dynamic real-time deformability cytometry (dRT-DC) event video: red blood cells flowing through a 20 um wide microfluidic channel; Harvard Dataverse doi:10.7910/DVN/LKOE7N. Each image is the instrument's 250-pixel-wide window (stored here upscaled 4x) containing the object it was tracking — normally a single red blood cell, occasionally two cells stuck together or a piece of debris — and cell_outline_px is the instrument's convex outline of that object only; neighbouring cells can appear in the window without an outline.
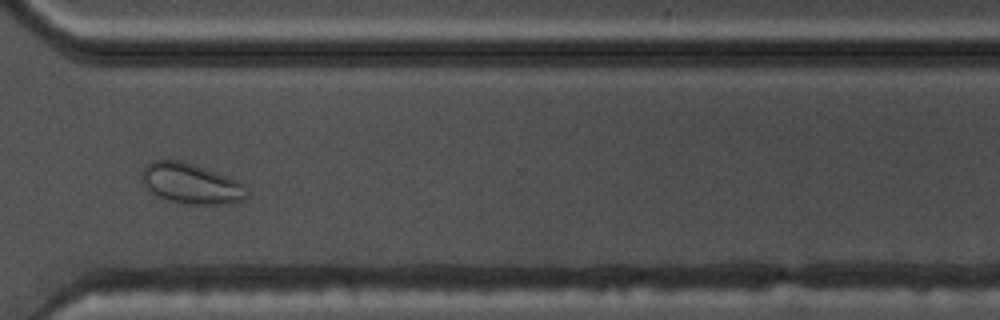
{"species": "common noctule bat (a hibernating species)", "species_latin": "Nyctalus noctula", "temperature_condition": "warm", "stored_images_in_passage": 54, "camera_frame_rate_fps": 3000, "um_per_image_px": 0.085, "animal": {"sex": "male", "body_mass_g": 17.5, "forearm_length_mm": 52.3}, "frame": {"image": 1, "passage_image": 39, "time_ms": 12.667, "image_size_px": [1000, 320], "cell_outline_px": [[248, 192], [244, 200], [232, 204], [184, 204], [168, 200], [152, 192], [144, 184], [140, 176], [140, 172], [152, 160], [180, 160], [240, 180], [244, 184]], "centroid_in_image_um": [16.27, 15.61], "position_along_channel_um": 354.3, "area_um2": 24.85}}